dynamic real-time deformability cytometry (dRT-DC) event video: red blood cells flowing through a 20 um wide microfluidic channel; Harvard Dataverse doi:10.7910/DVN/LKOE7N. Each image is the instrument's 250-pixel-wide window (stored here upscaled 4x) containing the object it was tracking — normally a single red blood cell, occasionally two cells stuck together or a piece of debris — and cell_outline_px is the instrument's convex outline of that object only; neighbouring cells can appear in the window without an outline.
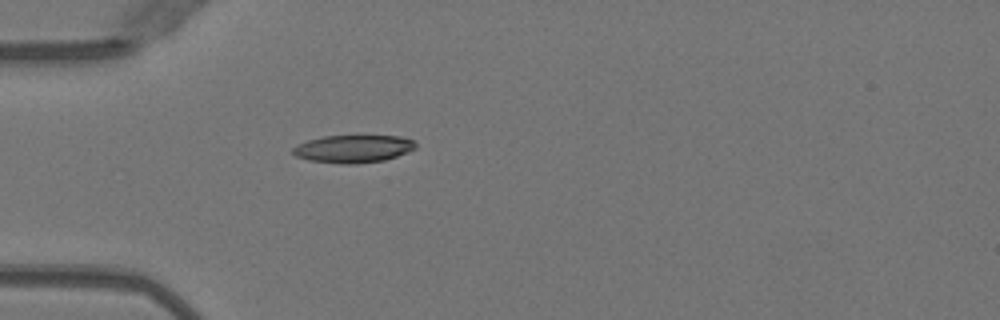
{"species": "Egyptian fruit bat (a non-hibernating species)", "species_latin": "Rousettus aegyptiacus", "temperature_condition": "warm", "stored_images_in_passage": 6, "camera_frame_rate_fps": 3000, "um_per_image_px": 0.085, "animal": {"sex": "female"}, "frame": {"image": 1, "passage_image": 1, "time_ms": 0.0, "image_size_px": [1000, 320], "cell_outline_px": [[416, 148], [396, 156], [384, 160], [356, 164], [340, 164], [308, 160], [296, 156], [292, 152], [292, 148], [296, 144], [308, 140], [324, 136], [400, 136], [416, 140]], "centroid_in_image_um": [30.02, 12.65], "position_along_channel_um": 55.0, "area_um2": 19.88}}
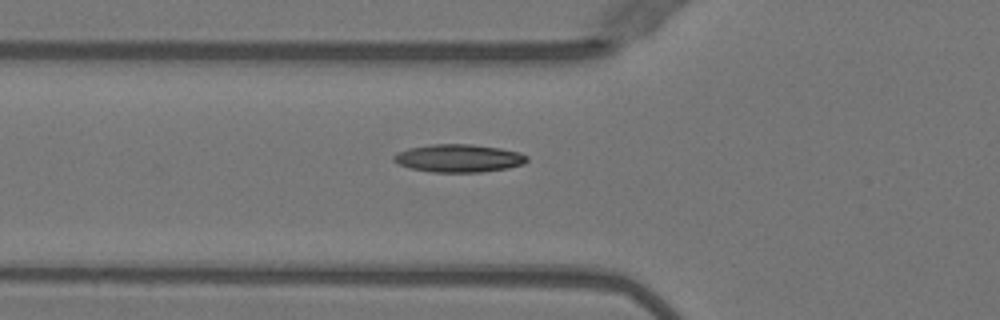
{"frame": {"image": 2, "passage_image": 4, "time_ms": 1.0, "image_size_px": [1000, 320], "cell_outline_px": [[528, 160], [524, 164], [508, 168], [480, 172], [432, 172], [412, 168], [400, 164], [392, 160], [392, 156], [396, 152], [408, 148], [432, 144], [472, 144], [500, 148], [520, 152], [528, 156]], "centroid_in_image_um": [39.0, 13.44], "position_along_channel_um": 86.8, "area_um2": 21.73}}